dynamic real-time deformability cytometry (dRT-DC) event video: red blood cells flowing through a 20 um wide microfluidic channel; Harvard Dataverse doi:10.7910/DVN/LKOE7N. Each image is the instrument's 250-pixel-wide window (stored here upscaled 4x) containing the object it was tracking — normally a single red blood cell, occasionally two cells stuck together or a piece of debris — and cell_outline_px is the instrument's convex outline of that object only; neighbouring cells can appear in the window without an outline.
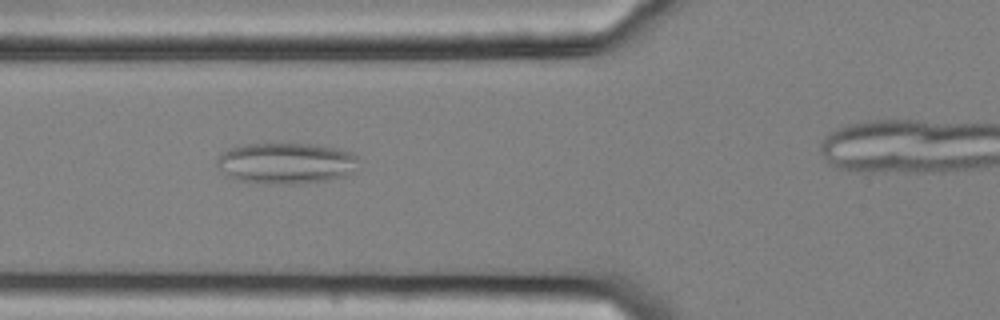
{"species": "common noctule bat (a hibernating species)", "species_latin": "Nyctalus noctula", "temperature_condition": "cold", "stored_images_in_passage": 17, "camera_frame_rate_fps": 3000, "um_per_image_px": 0.085, "animal": {"sex": "female", "body_mass_g": 25.1}, "frame": {"image": 1, "passage_image": 15, "time_ms": 4.667, "image_size_px": [1000, 320], "cell_outline_px": [[356, 160], [352, 172], [344, 176], [332, 180], [292, 184], [260, 184], [240, 180], [224, 176], [216, 164], [216, 160], [220, 152], [228, 148], [244, 144], [312, 144], [340, 148], [352, 152], [356, 156]], "centroid_in_image_um": [24.24, 13.88], "position_along_channel_um": 101.6, "area_um2": 34.33}}